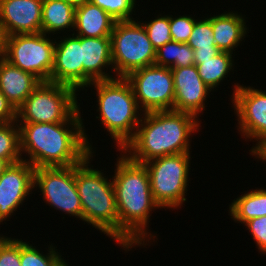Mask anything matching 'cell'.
<instances>
[{
    "instance_id": "6da1fadb",
    "label": "cell",
    "mask_w": 266,
    "mask_h": 266,
    "mask_svg": "<svg viewBox=\"0 0 266 266\" xmlns=\"http://www.w3.org/2000/svg\"><path fill=\"white\" fill-rule=\"evenodd\" d=\"M120 152L114 164V175L109 177H112L115 190L119 246L126 252L138 246L147 248L149 243L155 241L156 235L148 230V224L152 211L160 207L153 200L144 163L133 161L124 152Z\"/></svg>"
},
{
    "instance_id": "7a4b0ae2",
    "label": "cell",
    "mask_w": 266,
    "mask_h": 266,
    "mask_svg": "<svg viewBox=\"0 0 266 266\" xmlns=\"http://www.w3.org/2000/svg\"><path fill=\"white\" fill-rule=\"evenodd\" d=\"M83 123H18L22 159L34 168L69 167L81 163L95 152Z\"/></svg>"
},
{
    "instance_id": "3957f363",
    "label": "cell",
    "mask_w": 266,
    "mask_h": 266,
    "mask_svg": "<svg viewBox=\"0 0 266 266\" xmlns=\"http://www.w3.org/2000/svg\"><path fill=\"white\" fill-rule=\"evenodd\" d=\"M199 120L192 114L174 110L143 113L133 138L121 151L138 163L188 153L191 136L201 129Z\"/></svg>"
},
{
    "instance_id": "277c9868",
    "label": "cell",
    "mask_w": 266,
    "mask_h": 266,
    "mask_svg": "<svg viewBox=\"0 0 266 266\" xmlns=\"http://www.w3.org/2000/svg\"><path fill=\"white\" fill-rule=\"evenodd\" d=\"M94 155L92 152L75 165V182L82 206V221L114 239L119 246V221L113 180L112 177H106V171L93 168L90 163Z\"/></svg>"
},
{
    "instance_id": "5b68a950",
    "label": "cell",
    "mask_w": 266,
    "mask_h": 266,
    "mask_svg": "<svg viewBox=\"0 0 266 266\" xmlns=\"http://www.w3.org/2000/svg\"><path fill=\"white\" fill-rule=\"evenodd\" d=\"M96 90L97 119L116 143L118 151L133 138L143 112L139 108L133 89L125 77L94 81L89 87Z\"/></svg>"
},
{
    "instance_id": "8992f818",
    "label": "cell",
    "mask_w": 266,
    "mask_h": 266,
    "mask_svg": "<svg viewBox=\"0 0 266 266\" xmlns=\"http://www.w3.org/2000/svg\"><path fill=\"white\" fill-rule=\"evenodd\" d=\"M78 95L79 93L69 86L50 81L41 82L16 109V122L83 121Z\"/></svg>"
},
{
    "instance_id": "52a82bcc",
    "label": "cell",
    "mask_w": 266,
    "mask_h": 266,
    "mask_svg": "<svg viewBox=\"0 0 266 266\" xmlns=\"http://www.w3.org/2000/svg\"><path fill=\"white\" fill-rule=\"evenodd\" d=\"M190 161L188 152L161 156L144 163L153 200L161 209H179L187 201Z\"/></svg>"
},
{
    "instance_id": "ba28073f",
    "label": "cell",
    "mask_w": 266,
    "mask_h": 266,
    "mask_svg": "<svg viewBox=\"0 0 266 266\" xmlns=\"http://www.w3.org/2000/svg\"><path fill=\"white\" fill-rule=\"evenodd\" d=\"M110 37L115 77H126L136 69L154 65L156 50L141 21L115 22Z\"/></svg>"
},
{
    "instance_id": "9c48e42d",
    "label": "cell",
    "mask_w": 266,
    "mask_h": 266,
    "mask_svg": "<svg viewBox=\"0 0 266 266\" xmlns=\"http://www.w3.org/2000/svg\"><path fill=\"white\" fill-rule=\"evenodd\" d=\"M55 43V38L43 32L10 35L6 37L4 59L41 82H51Z\"/></svg>"
},
{
    "instance_id": "30bf717a",
    "label": "cell",
    "mask_w": 266,
    "mask_h": 266,
    "mask_svg": "<svg viewBox=\"0 0 266 266\" xmlns=\"http://www.w3.org/2000/svg\"><path fill=\"white\" fill-rule=\"evenodd\" d=\"M38 187V188H37ZM34 189L56 211L82 220V206L75 182V165L39 167L34 171Z\"/></svg>"
},
{
    "instance_id": "8fae6325",
    "label": "cell",
    "mask_w": 266,
    "mask_h": 266,
    "mask_svg": "<svg viewBox=\"0 0 266 266\" xmlns=\"http://www.w3.org/2000/svg\"><path fill=\"white\" fill-rule=\"evenodd\" d=\"M143 113L173 110L174 82L171 68L146 66L125 77Z\"/></svg>"
},
{
    "instance_id": "7c38bea8",
    "label": "cell",
    "mask_w": 266,
    "mask_h": 266,
    "mask_svg": "<svg viewBox=\"0 0 266 266\" xmlns=\"http://www.w3.org/2000/svg\"><path fill=\"white\" fill-rule=\"evenodd\" d=\"M232 87L231 107L237 117V130L241 138L257 142L249 150L250 154L266 139V91L240 83H234Z\"/></svg>"
},
{
    "instance_id": "4fadbf2b",
    "label": "cell",
    "mask_w": 266,
    "mask_h": 266,
    "mask_svg": "<svg viewBox=\"0 0 266 266\" xmlns=\"http://www.w3.org/2000/svg\"><path fill=\"white\" fill-rule=\"evenodd\" d=\"M35 168L27 161L10 164L0 175V224L11 219L34 190Z\"/></svg>"
},
{
    "instance_id": "5bb4252c",
    "label": "cell",
    "mask_w": 266,
    "mask_h": 266,
    "mask_svg": "<svg viewBox=\"0 0 266 266\" xmlns=\"http://www.w3.org/2000/svg\"><path fill=\"white\" fill-rule=\"evenodd\" d=\"M58 37L56 38L57 40L55 39L51 82L69 86L77 92L83 91L81 36L71 33L67 34V36Z\"/></svg>"
},
{
    "instance_id": "9a60e30c",
    "label": "cell",
    "mask_w": 266,
    "mask_h": 266,
    "mask_svg": "<svg viewBox=\"0 0 266 266\" xmlns=\"http://www.w3.org/2000/svg\"><path fill=\"white\" fill-rule=\"evenodd\" d=\"M171 70L175 91L173 110L199 118L212 90L200 78L196 65Z\"/></svg>"
},
{
    "instance_id": "2e32d148",
    "label": "cell",
    "mask_w": 266,
    "mask_h": 266,
    "mask_svg": "<svg viewBox=\"0 0 266 266\" xmlns=\"http://www.w3.org/2000/svg\"><path fill=\"white\" fill-rule=\"evenodd\" d=\"M43 0H0V25L7 36L41 32Z\"/></svg>"
},
{
    "instance_id": "e0dca14e",
    "label": "cell",
    "mask_w": 266,
    "mask_h": 266,
    "mask_svg": "<svg viewBox=\"0 0 266 266\" xmlns=\"http://www.w3.org/2000/svg\"><path fill=\"white\" fill-rule=\"evenodd\" d=\"M81 62L83 64V89L86 92L85 88L94 81L115 78L108 72V68L114 72L111 37L81 36Z\"/></svg>"
},
{
    "instance_id": "ac0fdd59",
    "label": "cell",
    "mask_w": 266,
    "mask_h": 266,
    "mask_svg": "<svg viewBox=\"0 0 266 266\" xmlns=\"http://www.w3.org/2000/svg\"><path fill=\"white\" fill-rule=\"evenodd\" d=\"M209 16L216 47L221 52L233 54L240 43L242 45L245 36H248L249 27L246 25V17L237 11H226Z\"/></svg>"
},
{
    "instance_id": "d6986e66",
    "label": "cell",
    "mask_w": 266,
    "mask_h": 266,
    "mask_svg": "<svg viewBox=\"0 0 266 266\" xmlns=\"http://www.w3.org/2000/svg\"><path fill=\"white\" fill-rule=\"evenodd\" d=\"M41 81L33 74L0 59V91L17 109Z\"/></svg>"
},
{
    "instance_id": "ffe728a7",
    "label": "cell",
    "mask_w": 266,
    "mask_h": 266,
    "mask_svg": "<svg viewBox=\"0 0 266 266\" xmlns=\"http://www.w3.org/2000/svg\"><path fill=\"white\" fill-rule=\"evenodd\" d=\"M115 22L106 11L89 1L75 8L73 34L82 37H110Z\"/></svg>"
},
{
    "instance_id": "44dd1931",
    "label": "cell",
    "mask_w": 266,
    "mask_h": 266,
    "mask_svg": "<svg viewBox=\"0 0 266 266\" xmlns=\"http://www.w3.org/2000/svg\"><path fill=\"white\" fill-rule=\"evenodd\" d=\"M74 20L73 5L65 0H43L41 32L44 34L51 36L61 32H73Z\"/></svg>"
},
{
    "instance_id": "7402d4cb",
    "label": "cell",
    "mask_w": 266,
    "mask_h": 266,
    "mask_svg": "<svg viewBox=\"0 0 266 266\" xmlns=\"http://www.w3.org/2000/svg\"><path fill=\"white\" fill-rule=\"evenodd\" d=\"M229 215L236 223L244 224L246 221L266 216V189L255 188L245 192L232 200L229 205Z\"/></svg>"
},
{
    "instance_id": "603a6c76",
    "label": "cell",
    "mask_w": 266,
    "mask_h": 266,
    "mask_svg": "<svg viewBox=\"0 0 266 266\" xmlns=\"http://www.w3.org/2000/svg\"><path fill=\"white\" fill-rule=\"evenodd\" d=\"M233 58L232 53L220 52L207 60H194V65L202 81L214 92L224 80H227V76L231 74L230 71L235 69Z\"/></svg>"
},
{
    "instance_id": "cb8c5ba5",
    "label": "cell",
    "mask_w": 266,
    "mask_h": 266,
    "mask_svg": "<svg viewBox=\"0 0 266 266\" xmlns=\"http://www.w3.org/2000/svg\"><path fill=\"white\" fill-rule=\"evenodd\" d=\"M52 244L48 246V253L43 254L35 245L20 239V265L21 266H63L66 263L61 252ZM63 257V258H62Z\"/></svg>"
},
{
    "instance_id": "d4e9b609",
    "label": "cell",
    "mask_w": 266,
    "mask_h": 266,
    "mask_svg": "<svg viewBox=\"0 0 266 266\" xmlns=\"http://www.w3.org/2000/svg\"><path fill=\"white\" fill-rule=\"evenodd\" d=\"M0 159L10 164L22 159L20 150V129L16 121L0 124Z\"/></svg>"
},
{
    "instance_id": "484cf974",
    "label": "cell",
    "mask_w": 266,
    "mask_h": 266,
    "mask_svg": "<svg viewBox=\"0 0 266 266\" xmlns=\"http://www.w3.org/2000/svg\"><path fill=\"white\" fill-rule=\"evenodd\" d=\"M151 21L141 22L147 32L148 38L155 50L159 49L164 44L171 42L170 34V15L158 14Z\"/></svg>"
},
{
    "instance_id": "4316f807",
    "label": "cell",
    "mask_w": 266,
    "mask_h": 266,
    "mask_svg": "<svg viewBox=\"0 0 266 266\" xmlns=\"http://www.w3.org/2000/svg\"><path fill=\"white\" fill-rule=\"evenodd\" d=\"M198 19L194 24L193 31L187 44L193 50H211L218 49L215 45L213 30L211 27L210 17Z\"/></svg>"
},
{
    "instance_id": "83f0119b",
    "label": "cell",
    "mask_w": 266,
    "mask_h": 266,
    "mask_svg": "<svg viewBox=\"0 0 266 266\" xmlns=\"http://www.w3.org/2000/svg\"><path fill=\"white\" fill-rule=\"evenodd\" d=\"M93 5H96L106 11L116 22L133 20L132 14L135 12L136 0H89Z\"/></svg>"
},
{
    "instance_id": "f1b7e54d",
    "label": "cell",
    "mask_w": 266,
    "mask_h": 266,
    "mask_svg": "<svg viewBox=\"0 0 266 266\" xmlns=\"http://www.w3.org/2000/svg\"><path fill=\"white\" fill-rule=\"evenodd\" d=\"M197 19L190 15H179L173 17L170 15V34L172 41L187 43L193 31Z\"/></svg>"
},
{
    "instance_id": "f546056e",
    "label": "cell",
    "mask_w": 266,
    "mask_h": 266,
    "mask_svg": "<svg viewBox=\"0 0 266 266\" xmlns=\"http://www.w3.org/2000/svg\"><path fill=\"white\" fill-rule=\"evenodd\" d=\"M0 266H21L20 239L0 234Z\"/></svg>"
},
{
    "instance_id": "4dcf8cb0",
    "label": "cell",
    "mask_w": 266,
    "mask_h": 266,
    "mask_svg": "<svg viewBox=\"0 0 266 266\" xmlns=\"http://www.w3.org/2000/svg\"><path fill=\"white\" fill-rule=\"evenodd\" d=\"M243 225L249 230L261 254L266 255V216L252 218Z\"/></svg>"
},
{
    "instance_id": "1f68e13d",
    "label": "cell",
    "mask_w": 266,
    "mask_h": 266,
    "mask_svg": "<svg viewBox=\"0 0 266 266\" xmlns=\"http://www.w3.org/2000/svg\"><path fill=\"white\" fill-rule=\"evenodd\" d=\"M179 54V42L171 41L156 50L154 64L161 67L176 68Z\"/></svg>"
},
{
    "instance_id": "d6a6232c",
    "label": "cell",
    "mask_w": 266,
    "mask_h": 266,
    "mask_svg": "<svg viewBox=\"0 0 266 266\" xmlns=\"http://www.w3.org/2000/svg\"><path fill=\"white\" fill-rule=\"evenodd\" d=\"M16 121V109L0 91V124Z\"/></svg>"
},
{
    "instance_id": "836d02e7",
    "label": "cell",
    "mask_w": 266,
    "mask_h": 266,
    "mask_svg": "<svg viewBox=\"0 0 266 266\" xmlns=\"http://www.w3.org/2000/svg\"><path fill=\"white\" fill-rule=\"evenodd\" d=\"M194 50L187 44L179 42V54L176 59V68L194 65Z\"/></svg>"
},
{
    "instance_id": "e575fe53",
    "label": "cell",
    "mask_w": 266,
    "mask_h": 266,
    "mask_svg": "<svg viewBox=\"0 0 266 266\" xmlns=\"http://www.w3.org/2000/svg\"><path fill=\"white\" fill-rule=\"evenodd\" d=\"M220 52L219 49L194 50V60H207L215 57Z\"/></svg>"
},
{
    "instance_id": "d590c367",
    "label": "cell",
    "mask_w": 266,
    "mask_h": 266,
    "mask_svg": "<svg viewBox=\"0 0 266 266\" xmlns=\"http://www.w3.org/2000/svg\"><path fill=\"white\" fill-rule=\"evenodd\" d=\"M250 155L258 159L257 161L266 162V139L263 140L251 153Z\"/></svg>"
},
{
    "instance_id": "8d00e7d4",
    "label": "cell",
    "mask_w": 266,
    "mask_h": 266,
    "mask_svg": "<svg viewBox=\"0 0 266 266\" xmlns=\"http://www.w3.org/2000/svg\"><path fill=\"white\" fill-rule=\"evenodd\" d=\"M6 33L3 30V27L0 25V59L5 56V46H6Z\"/></svg>"
},
{
    "instance_id": "74e56055",
    "label": "cell",
    "mask_w": 266,
    "mask_h": 266,
    "mask_svg": "<svg viewBox=\"0 0 266 266\" xmlns=\"http://www.w3.org/2000/svg\"><path fill=\"white\" fill-rule=\"evenodd\" d=\"M65 1L73 5L75 8L83 5L86 2H89V0H65Z\"/></svg>"
},
{
    "instance_id": "f35d334b",
    "label": "cell",
    "mask_w": 266,
    "mask_h": 266,
    "mask_svg": "<svg viewBox=\"0 0 266 266\" xmlns=\"http://www.w3.org/2000/svg\"><path fill=\"white\" fill-rule=\"evenodd\" d=\"M10 165L7 160L0 159V175L5 171V169Z\"/></svg>"
}]
</instances>
